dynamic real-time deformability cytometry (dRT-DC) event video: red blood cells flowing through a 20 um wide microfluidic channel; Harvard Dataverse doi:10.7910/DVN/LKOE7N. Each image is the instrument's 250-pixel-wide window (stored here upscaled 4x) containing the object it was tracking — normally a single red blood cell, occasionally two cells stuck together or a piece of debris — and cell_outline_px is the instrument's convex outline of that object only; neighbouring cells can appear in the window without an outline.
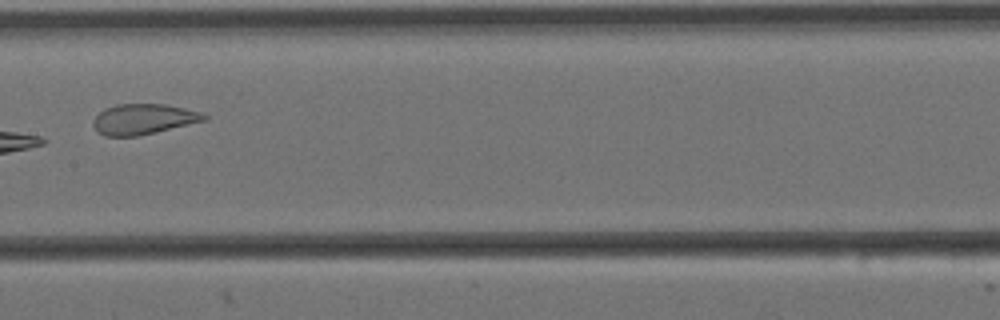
{"species": "Egyptian fruit bat (a non-hibernating species)", "species_latin": "Rousettus aegyptiacus", "temperature_condition": "cold", "stored_images_in_passage": 13, "camera_frame_rate_fps": 3000, "um_per_image_px": 0.085, "animal": {"sex": "female"}, "frame": {"image": 1, "passage_image": 8, "time_ms": 2.333, "image_size_px": [1000, 320], "cell_outline_px": [[208, 120], [136, 136], [104, 136], [96, 132], [92, 124], [92, 120], [104, 108], [116, 104], [164, 104], [184, 108], [200, 112], [208, 116]], "centroid_in_image_um": [12.15, 10.12], "position_along_channel_um": 195.2, "area_um2": 19.71}}
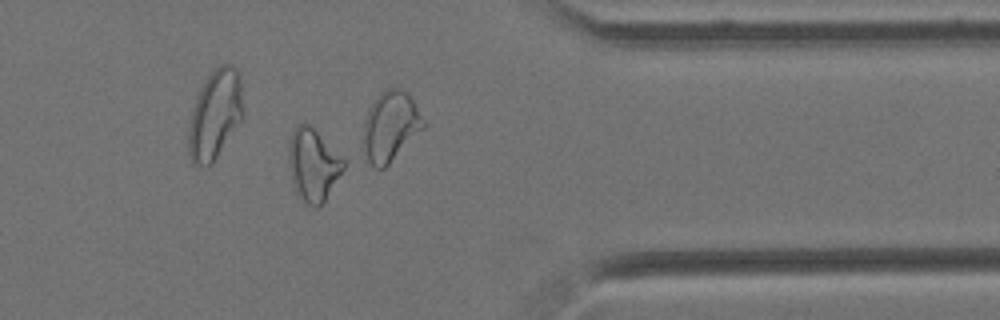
{"frame": {"image": 2, "passage_image": 13, "time_ms": 4.0, "image_size_px": [1000, 320], "cell_outline_px": [[344, 168], [324, 200], [316, 208], [308, 204], [296, 196], [292, 184], [288, 164], [288, 140], [292, 132], [300, 124], [308, 124], [344, 160]], "centroid_in_image_um": [26.55, 14.05], "position_along_channel_um": 384.9, "area_um2": 22.72}}